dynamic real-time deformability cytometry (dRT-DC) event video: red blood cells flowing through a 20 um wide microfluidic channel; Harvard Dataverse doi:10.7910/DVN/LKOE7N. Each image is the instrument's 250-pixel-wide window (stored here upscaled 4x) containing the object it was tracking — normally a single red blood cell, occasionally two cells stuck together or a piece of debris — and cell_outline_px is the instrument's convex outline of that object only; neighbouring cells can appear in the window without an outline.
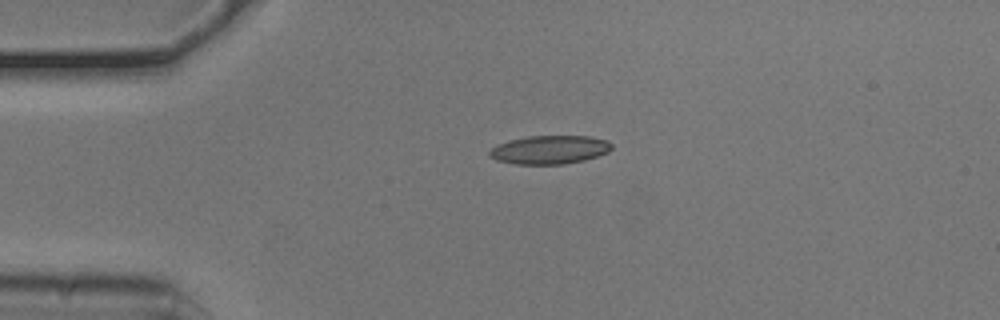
{"species": "common noctule bat (a hibernating species)", "species_latin": "Nyctalus noctula", "temperature_condition": "cold", "stored_images_in_passage": 42, "camera_frame_rate_fps": 3000, "um_per_image_px": 0.085, "animal": {"sex": "male", "body_mass_g": 20.5, "forearm_length_mm": 52.5}, "frame": {"image": 1, "passage_image": 1, "time_ms": 0.0, "image_size_px": [1000, 320], "cell_outline_px": [[612, 148], [608, 152], [584, 160], [564, 164], [512, 164], [496, 160], [488, 156], [488, 152], [492, 148], [508, 140], [528, 136], [592, 136], [608, 140], [612, 144]], "centroid_in_image_um": [46.72, 12.72], "position_along_channel_um": 38.3, "area_um2": 20.4}}
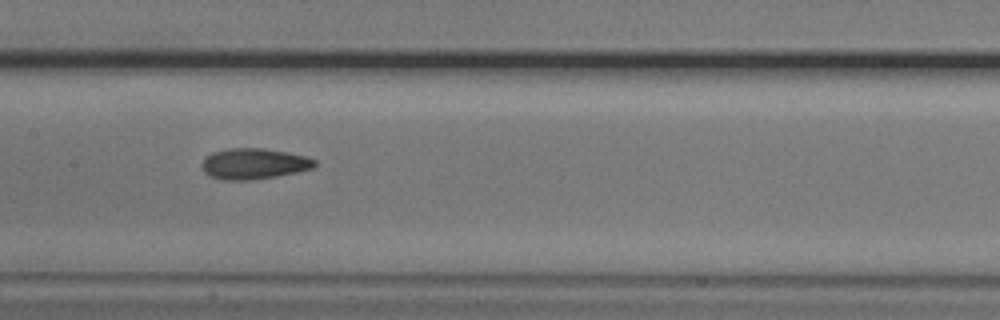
{"frame": {"image": 2, "passage_image": 15, "time_ms": 4.667, "image_size_px": [1000, 320], "cell_outline_px": [[316, 164], [312, 168], [296, 172], [276, 176], [248, 180], [224, 180], [212, 176], [204, 172], [200, 164], [212, 152], [228, 148], [260, 148], [288, 152], [308, 156], [316, 160]], "centroid_in_image_um": [21.59, 13.91], "position_along_channel_um": 185.8, "area_um2": 20.17}}
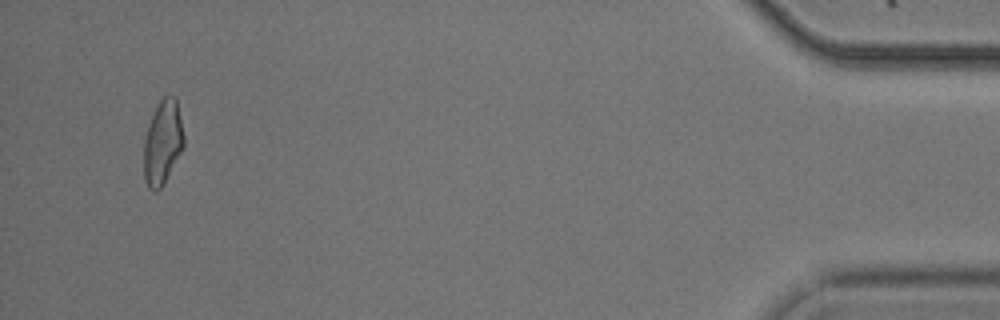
{"frame": {"image": 3, "passage_image": 40, "time_ms": 13.0, "image_size_px": [1000, 320], "cell_outline_px": [[184, 148], [164, 184], [156, 192], [148, 188], [144, 180], [144, 136], [156, 104], [164, 96], [176, 96], [184, 136]], "centroid_in_image_um": [13.83, 12.12], "position_along_channel_um": 421.4, "area_um2": 19.94}, "authors_computed_cell_mechanics": {"area_um2": 19.8254, "velocity_mm_per_s": 3.7746, "shape_relaxation_time_tau1_ms": 5.0829, "shape_relaxation_time_tau2_ms": 3.8045, "deformation_change_tau1": 0.1179, "deformation_change_tau2": 0.1002}}